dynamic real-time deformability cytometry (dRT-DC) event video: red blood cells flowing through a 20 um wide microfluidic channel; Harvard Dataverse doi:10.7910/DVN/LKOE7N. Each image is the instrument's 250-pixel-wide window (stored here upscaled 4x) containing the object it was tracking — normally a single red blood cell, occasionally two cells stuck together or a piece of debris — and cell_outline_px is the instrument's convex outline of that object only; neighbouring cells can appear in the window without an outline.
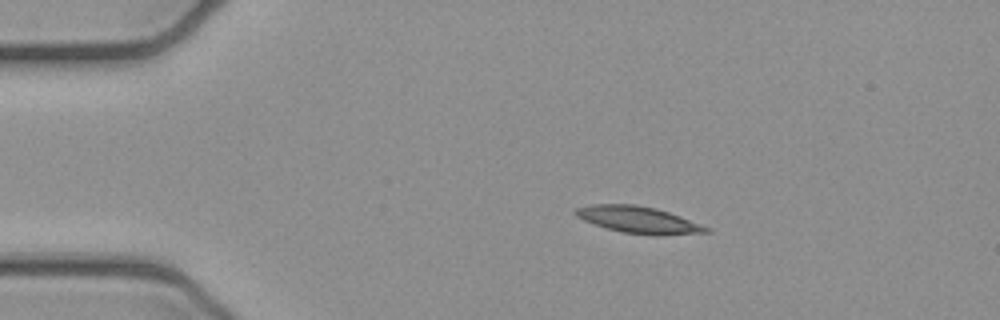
{"species": "common noctule bat (a hibernating species)", "species_latin": "Nyctalus noctula", "temperature_condition": "cold", "stored_images_in_passage": 3, "camera_frame_rate_fps": 3000, "um_per_image_px": 0.085, "animal": {"sex": "female", "body_mass_g": 21.9}, "frame": {"image": 1, "passage_image": 1, "time_ms": 0.0, "image_size_px": [1000, 320], "cell_outline_px": [[712, 232], [656, 236], [620, 232], [584, 220], [576, 216], [572, 212], [576, 208], [592, 204], [636, 204], [656, 208], [680, 216], [712, 228]], "centroid_in_image_um": [54.31, 18.69], "position_along_channel_um": 30.7, "area_um2": 20.52}}
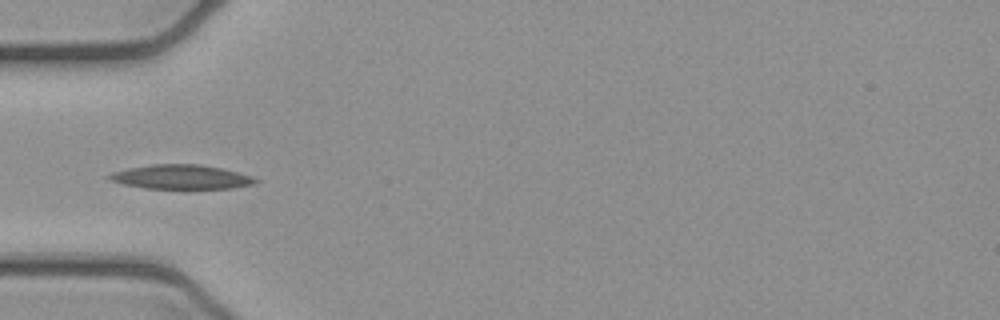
{"frame": {"image": 2, "passage_image": 3, "time_ms": 0.667, "image_size_px": [1000, 320], "cell_outline_px": [[260, 180], [256, 184], [232, 188], [144, 188], [124, 184], [108, 180], [108, 176], [112, 172], [128, 168], [152, 164], [200, 164], [220, 168], [252, 176]], "centroid_in_image_um": [15.41, 15.04], "position_along_channel_um": 69.6, "area_um2": 20.58}}